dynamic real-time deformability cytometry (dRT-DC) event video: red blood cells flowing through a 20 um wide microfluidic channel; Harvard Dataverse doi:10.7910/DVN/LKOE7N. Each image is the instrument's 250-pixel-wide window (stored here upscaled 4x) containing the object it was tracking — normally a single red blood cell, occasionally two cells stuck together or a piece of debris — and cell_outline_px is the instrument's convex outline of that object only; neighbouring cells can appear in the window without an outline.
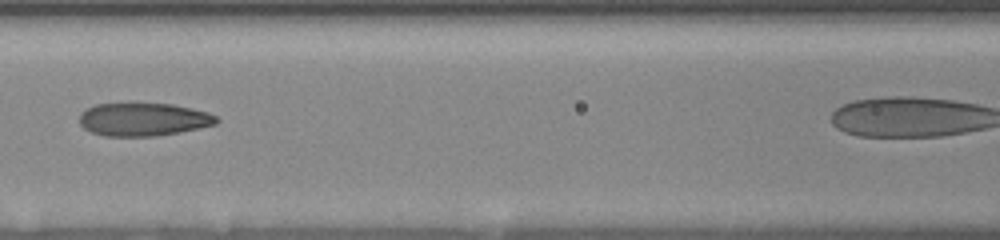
{"species": "human", "species_latin": "Homo sapiens", "temperature_condition": "room temperature", "stored_images_in_passage": 12, "camera_frame_rate_fps": 3000, "um_per_image_px": 0.085, "donor": {"sex": "female"}, "frame": {"image": 1, "passage_image": 7, "time_ms": 5.667, "image_size_px": [1000, 240], "cell_outline_px": [[220, 120], [216, 124], [200, 128], [180, 132], [156, 136], [104, 136], [92, 132], [84, 128], [80, 124], [80, 112], [84, 108], [96, 104], [172, 104], [192, 108], [208, 112], [216, 116]], "centroid_in_image_um": [12.19, 10.15], "position_along_channel_um": 154.4, "area_um2": 26.47}}
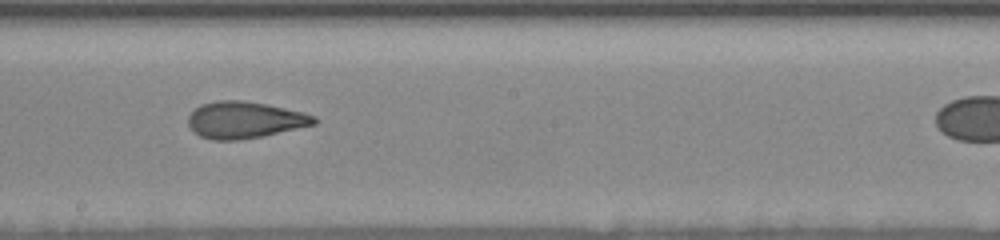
{"frame": {"image": 2, "passage_image": 9, "time_ms": 7.667, "image_size_px": [1000, 240], "cell_outline_px": [[320, 120], [316, 124], [264, 136], [240, 140], [212, 140], [200, 136], [188, 124], [188, 116], [200, 104], [216, 100], [244, 100], [268, 104], [304, 112], [316, 116]], "centroid_in_image_um": [20.84, 10.19], "position_along_channel_um": 227.4, "area_um2": 27.22}}
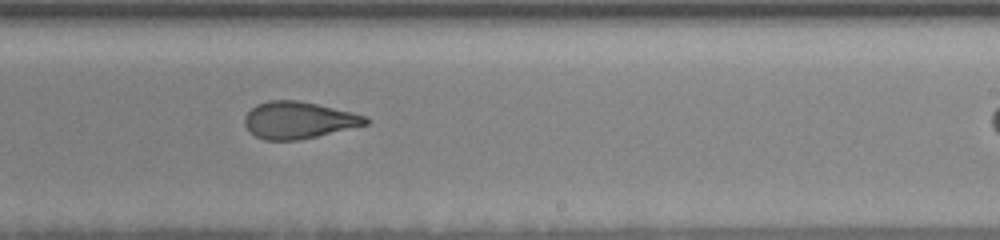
{"frame": {"image": 3, "passage_image": 10, "time_ms": 8.667, "image_size_px": [1000, 240], "cell_outline_px": [[368, 124], [316, 136], [296, 140], [264, 140], [256, 136], [244, 124], [244, 116], [256, 104], [268, 100], [300, 100], [364, 116], [368, 120]], "centroid_in_image_um": [25.31, 10.21], "position_along_channel_um": 263.7, "area_um2": 25.55}}